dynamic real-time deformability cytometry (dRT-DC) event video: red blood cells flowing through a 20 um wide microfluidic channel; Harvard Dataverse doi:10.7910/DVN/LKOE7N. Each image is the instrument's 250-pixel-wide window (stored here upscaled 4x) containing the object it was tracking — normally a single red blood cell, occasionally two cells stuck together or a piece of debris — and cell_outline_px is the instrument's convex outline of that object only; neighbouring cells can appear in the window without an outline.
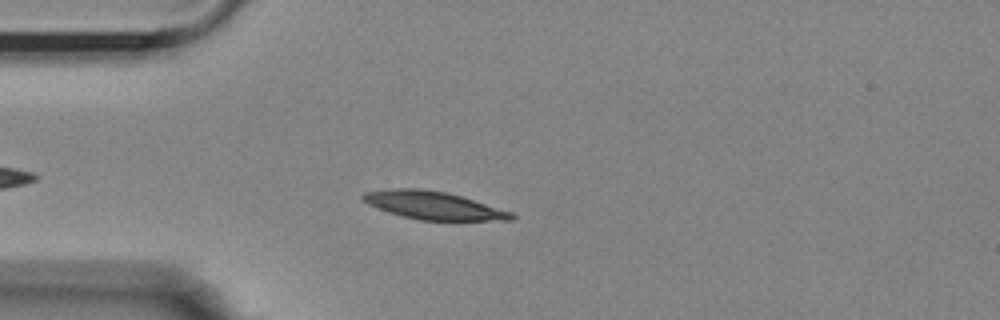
{"species": "Egyptian fruit bat (a non-hibernating species)", "species_latin": "Rousettus aegyptiacus", "temperature_condition": "room temperature", "stored_images_in_passage": 38, "camera_frame_rate_fps": 3000, "um_per_image_px": 0.085, "animal": {"sex": "female"}, "frame": {"image": 1, "passage_image": 7, "time_ms": 2.0, "image_size_px": [1000, 320], "cell_outline_px": [[516, 220], [420, 220], [388, 212], [368, 204], [360, 196], [364, 192], [392, 188], [416, 188], [448, 192], [512, 212], [516, 216]], "centroid_in_image_um": [36.84, 17.45], "position_along_channel_um": 48.2, "area_um2": 23.99}}
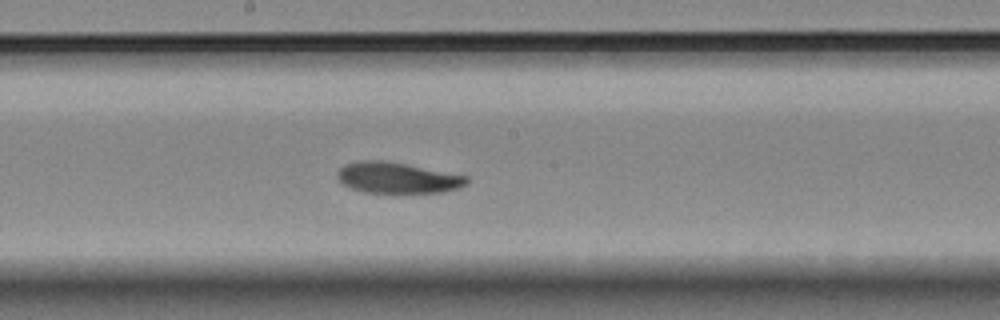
{"frame": {"image": 2, "passage_image": 22, "time_ms": 7.0, "image_size_px": [1000, 320], "cell_outline_px": [[468, 184], [460, 188], [444, 192], [364, 192], [352, 188], [344, 184], [336, 176], [336, 172], [344, 164], [356, 160], [380, 160], [404, 164], [468, 176]], "centroid_in_image_um": [33.77, 15.11], "position_along_channel_um": 214.4, "area_um2": 23.12}}
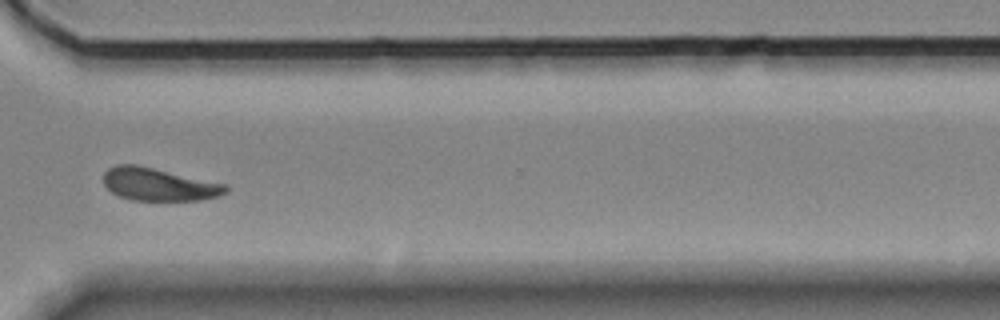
{"frame": {"image": 3, "passage_image": 34, "time_ms": 11.0, "image_size_px": [1000, 320], "cell_outline_px": [[228, 192], [220, 196], [200, 200], [132, 200], [120, 196], [112, 192], [104, 184], [104, 172], [108, 168], [116, 164], [136, 164], [228, 184]], "centroid_in_image_um": [13.53, 15.66], "position_along_channel_um": 357.1, "area_um2": 23.47}, "authors_computed_cell_mechanics": {"area_um2": 23.7558, "velocity_mm_per_s": 3.5665, "shape_relaxation_time_tau1_ms": 2.8826, "shape_relaxation_time_tau2_ms": 7.3002, "deformation_change_tau1": 0.1293, "deformation_change_tau2": 0.0815}}